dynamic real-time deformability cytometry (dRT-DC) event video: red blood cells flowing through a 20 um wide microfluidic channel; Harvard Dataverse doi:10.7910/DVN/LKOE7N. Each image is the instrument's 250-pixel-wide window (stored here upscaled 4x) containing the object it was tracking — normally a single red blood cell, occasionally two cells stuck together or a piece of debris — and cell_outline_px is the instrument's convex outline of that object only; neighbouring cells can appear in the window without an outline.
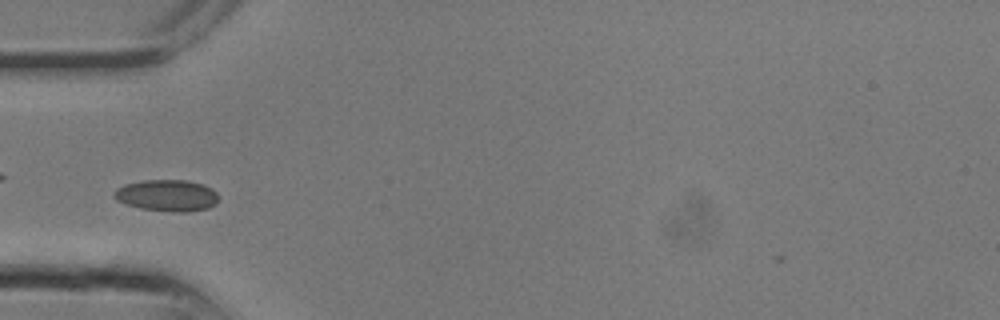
{"species": "common noctule bat (a hibernating species)", "species_latin": "Nyctalus noctula", "temperature_condition": "room temperature", "stored_images_in_passage": 4, "camera_frame_rate_fps": 3000, "um_per_image_px": 0.085, "animal": {"sex": "male", "body_mass_g": 13.3}, "frame": {"image": 1, "passage_image": 3, "time_ms": 0.667, "image_size_px": [1000, 320], "cell_outline_px": [[216, 204], [208, 208], [184, 212], [180, 212], [140, 208], [116, 200], [112, 196], [112, 192], [116, 188], [124, 184], [144, 180], [188, 180], [204, 184], [212, 188], [216, 192]], "centroid_in_image_um": [14.17, 16.59], "position_along_channel_um": 70.8, "area_um2": 19.19}}